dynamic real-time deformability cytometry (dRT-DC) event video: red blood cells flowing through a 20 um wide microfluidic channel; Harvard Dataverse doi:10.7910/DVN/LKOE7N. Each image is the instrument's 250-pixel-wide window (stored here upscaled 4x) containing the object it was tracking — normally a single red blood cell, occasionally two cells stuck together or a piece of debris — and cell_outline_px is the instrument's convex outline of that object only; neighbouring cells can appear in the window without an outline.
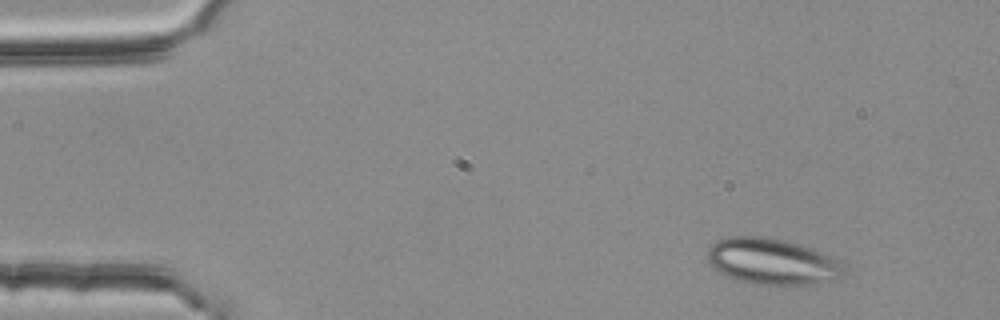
{"species": "common noctule bat (a hibernating species)", "species_latin": "Nyctalus noctula", "temperature_condition": "room temperature", "stored_images_in_passage": 3, "camera_frame_rate_fps": 3000, "um_per_image_px": 0.085, "animal": {"sex": "female", "body_mass_g": 25.1}, "frame": {"image": 1, "passage_image": 1, "time_ms": 0.0, "image_size_px": [1000, 320], "cell_outline_px": [[844, 276], [836, 280], [808, 284], [756, 284], [740, 280], [728, 276], [712, 268], [708, 260], [708, 248], [712, 244], [720, 240], [732, 236], [756, 236], [784, 240], [800, 244], [840, 260], [844, 264]], "centroid_in_image_um": [65.66, 22.23], "position_along_channel_um": 19.3, "area_um2": 36.41}}